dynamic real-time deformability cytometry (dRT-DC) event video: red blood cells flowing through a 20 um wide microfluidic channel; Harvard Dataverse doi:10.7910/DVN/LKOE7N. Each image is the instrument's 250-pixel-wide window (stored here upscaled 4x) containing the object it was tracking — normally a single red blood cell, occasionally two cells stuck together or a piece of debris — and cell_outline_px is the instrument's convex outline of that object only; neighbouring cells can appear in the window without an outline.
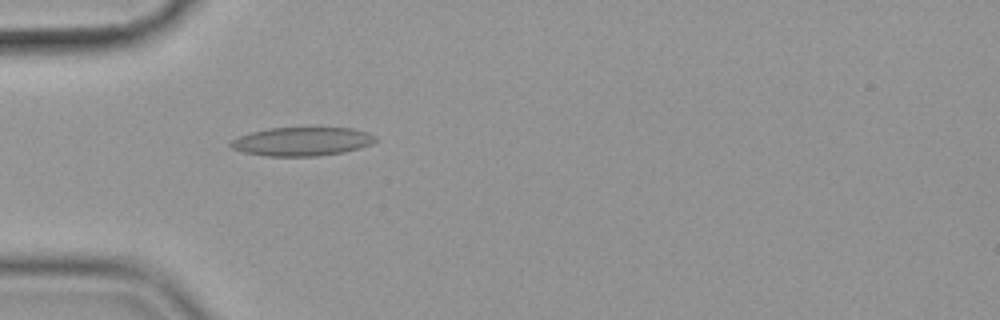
{"species": "common noctule bat (a hibernating species)", "species_latin": "Nyctalus noctula", "temperature_condition": "cold", "stored_images_in_passage": 44, "camera_frame_rate_fps": 3000, "um_per_image_px": 0.085, "animal": {"sex": "female", "body_mass_g": 19.9}, "frame": {"image": 1, "passage_image": 5, "time_ms": 1.333, "image_size_px": [1000, 320], "cell_outline_px": [[380, 140], [372, 144], [360, 148], [344, 152], [316, 156], [264, 156], [244, 152], [232, 148], [228, 144], [232, 140], [240, 136], [252, 132], [268, 128], [352, 128], [368, 132], [376, 136]], "centroid_in_image_um": [25.72, 12.03], "position_along_channel_um": 59.3, "area_um2": 24.28}}
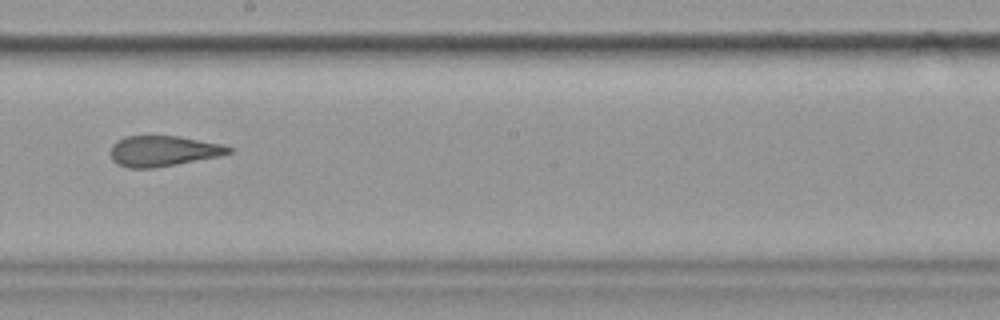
{"frame": {"image": 2, "passage_image": 20, "time_ms": 6.333, "image_size_px": [1000, 320], "cell_outline_px": [[236, 148], [232, 152], [220, 156], [176, 164], [152, 168], [128, 168], [116, 164], [112, 160], [108, 152], [112, 144], [116, 140], [124, 136], [180, 136], [220, 144]], "centroid_in_image_um": [13.83, 12.83], "position_along_channel_um": 234.4, "area_um2": 21.33}}
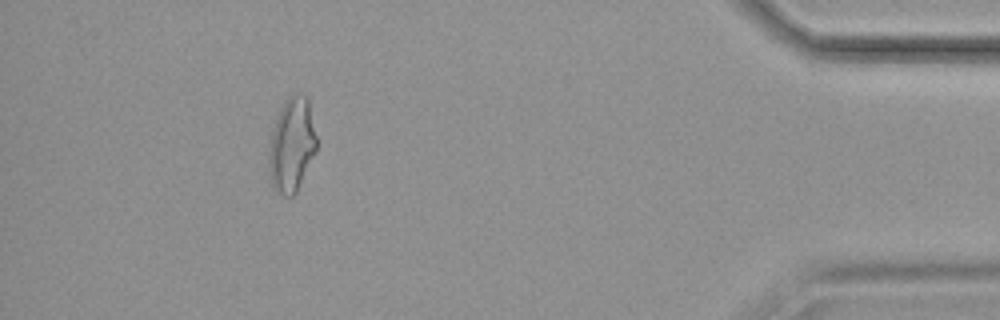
{"frame": {"image": 3, "passage_image": 39, "time_ms": 12.667, "image_size_px": [1000, 320], "cell_outline_px": [[316, 152], [296, 192], [292, 196], [284, 196], [272, 188], [268, 164], [268, 152], [272, 132], [280, 108], [284, 100], [292, 92], [300, 92], [308, 96], [316, 136]], "centroid_in_image_um": [24.8, 12.27], "position_along_channel_um": 410.4, "area_um2": 26.47}, "authors_computed_cell_mechanics": {"area_um2": 23.0911, "velocity_mm_per_s": 3.5966, "shape_relaxation_time_tau1_ms": null, "shape_relaxation_time_tau2_ms": 2.554, "deformation_change_tau1": null, "deformation_change_tau2": 0.12}}